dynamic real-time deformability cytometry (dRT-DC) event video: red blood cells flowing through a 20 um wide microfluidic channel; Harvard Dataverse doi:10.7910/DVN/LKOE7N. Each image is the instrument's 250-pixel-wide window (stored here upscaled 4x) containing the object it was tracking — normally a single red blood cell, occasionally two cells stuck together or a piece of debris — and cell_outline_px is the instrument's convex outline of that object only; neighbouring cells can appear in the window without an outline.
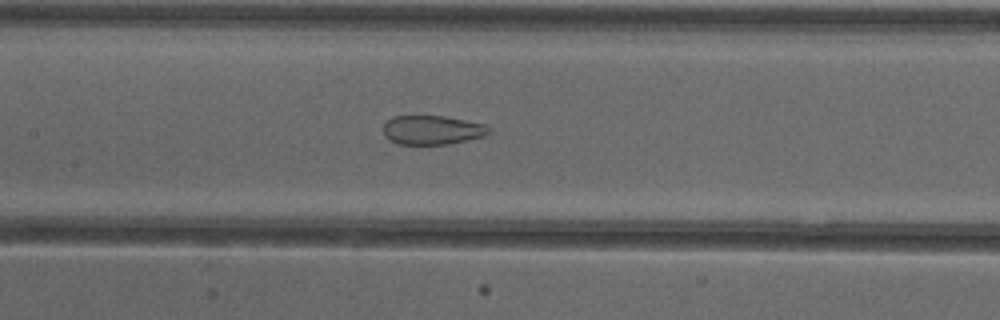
{"species": "common noctule bat (a hibernating species)", "species_latin": "Nyctalus noctula", "temperature_condition": "cold", "stored_images_in_passage": 52, "camera_frame_rate_fps": 3000, "um_per_image_px": 0.085, "animal": {"sex": "female"}, "frame": {"image": 1, "passage_image": 25, "time_ms": 8.0, "image_size_px": [1000, 320], "cell_outline_px": [[492, 132], [484, 136], [448, 144], [396, 144], [388, 140], [384, 136], [384, 124], [392, 116], [444, 116], [488, 124], [492, 128]], "centroid_in_image_um": [36.77, 11.05], "position_along_channel_um": 170.6, "area_um2": 18.15}}
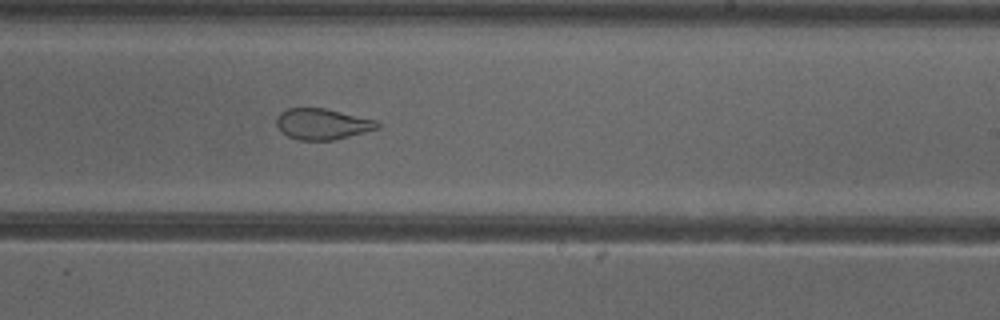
{"frame": {"image": 2, "passage_image": 32, "time_ms": 10.333, "image_size_px": [1000, 320], "cell_outline_px": [[380, 128], [332, 140], [300, 140], [288, 136], [280, 132], [276, 124], [276, 116], [280, 112], [288, 108], [324, 108], [376, 120], [380, 124]], "centroid_in_image_um": [27.36, 10.54], "position_along_channel_um": 261.6, "area_um2": 18.15}}
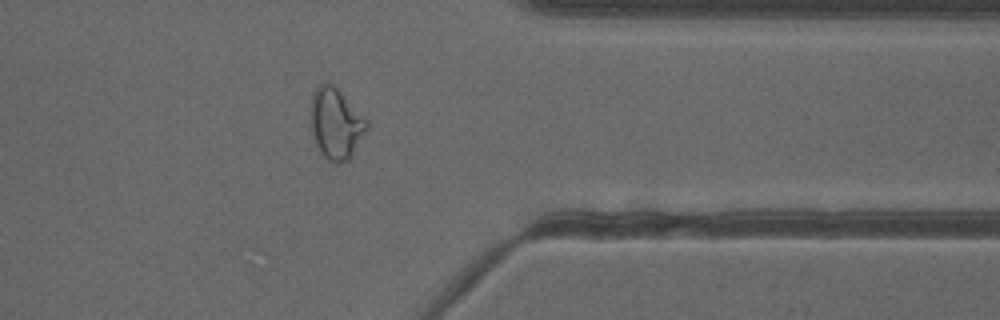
{"frame": {"image": 3, "passage_image": 42, "time_ms": 13.667, "image_size_px": [1000, 320], "cell_outline_px": [[368, 128], [352, 156], [348, 160], [336, 164], [328, 160], [320, 152], [316, 144], [312, 132], [312, 92], [320, 84], [332, 84], [368, 120]], "centroid_in_image_um": [28.57, 10.54], "position_along_channel_um": 382.8, "area_um2": 22.77}, "authors_computed_cell_mechanics": {"area_um2": 24.565, "velocity_mm_per_s": 3.917, "shape_relaxation_time_tau1_ms": null, "shape_relaxation_time_tau2_ms": 0.8662, "deformation_change_tau1": null, "deformation_change_tau2": 0.0793}}